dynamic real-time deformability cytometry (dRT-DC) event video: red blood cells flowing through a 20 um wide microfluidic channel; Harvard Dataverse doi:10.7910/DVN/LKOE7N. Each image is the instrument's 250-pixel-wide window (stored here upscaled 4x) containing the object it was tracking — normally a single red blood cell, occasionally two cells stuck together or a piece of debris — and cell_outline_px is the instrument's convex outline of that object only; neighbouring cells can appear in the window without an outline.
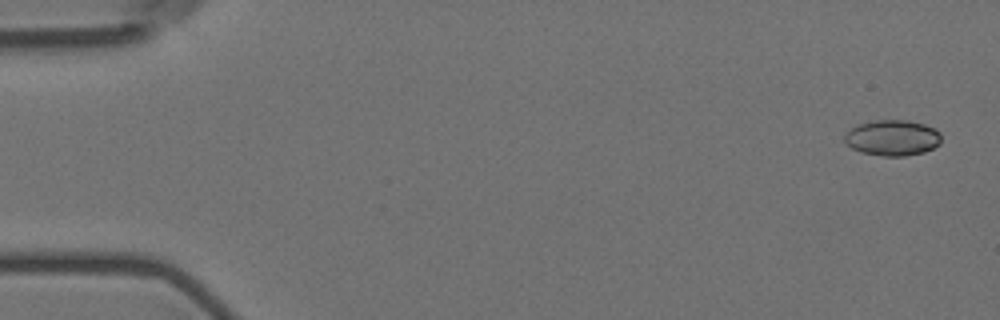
{"species": "Egyptian fruit bat (a non-hibernating species)", "species_latin": "Rousettus aegyptiacus", "temperature_condition": "room temperature", "stored_images_in_passage": 5, "camera_frame_rate_fps": 3000, "um_per_image_px": 0.085, "animal": {"sex": "female"}, "frame": {"image": 1, "passage_image": 1, "time_ms": 0.0, "image_size_px": [1000, 320], "cell_outline_px": [[940, 144], [924, 152], [904, 156], [884, 156], [860, 152], [852, 148], [844, 140], [844, 136], [852, 128], [860, 124], [872, 120], [908, 120], [924, 124], [936, 128], [940, 132]], "centroid_in_image_um": [75.88, 11.71], "position_along_channel_um": 9.1, "area_um2": 20.11}}
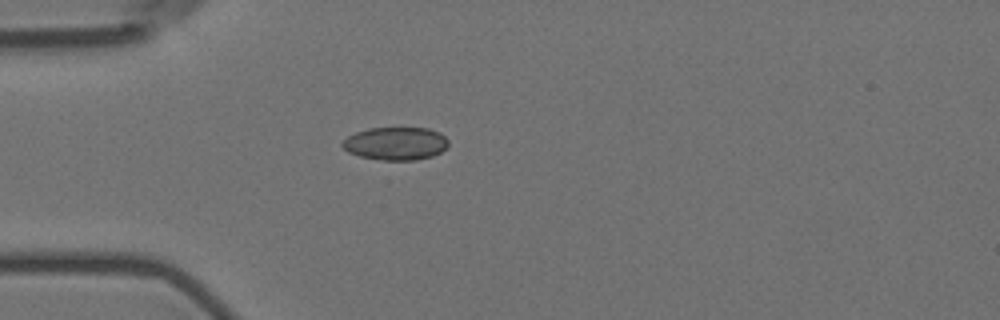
{"frame": {"image": 2, "passage_image": 4, "time_ms": 1.0, "image_size_px": [1000, 320], "cell_outline_px": [[448, 144], [440, 152], [432, 156], [416, 160], [384, 160], [360, 156], [348, 152], [340, 144], [348, 136], [356, 132], [368, 128], [428, 128], [440, 132], [448, 140]], "centroid_in_image_um": [33.63, 12.19], "position_along_channel_um": 51.4, "area_um2": 20.29}}